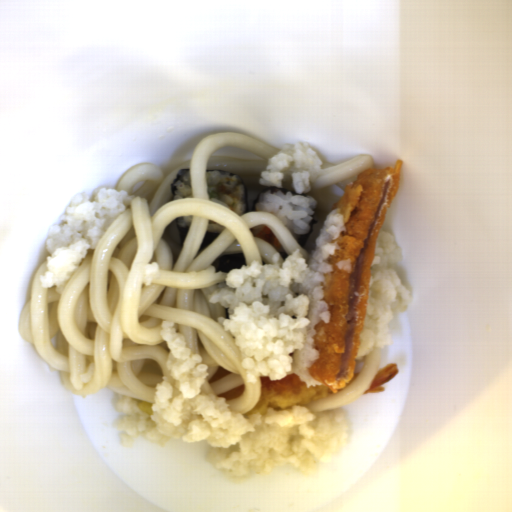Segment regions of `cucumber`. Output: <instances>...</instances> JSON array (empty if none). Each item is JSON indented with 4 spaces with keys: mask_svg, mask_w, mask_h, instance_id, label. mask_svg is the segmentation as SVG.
<instances>
[{
    "mask_svg": "<svg viewBox=\"0 0 512 512\" xmlns=\"http://www.w3.org/2000/svg\"><path fill=\"white\" fill-rule=\"evenodd\" d=\"M207 194H208L210 199H217L218 200L220 198V196H219V194L217 192L216 186H213V185L207 187Z\"/></svg>",
    "mask_w": 512,
    "mask_h": 512,
    "instance_id": "obj_1",
    "label": "cucumber"
}]
</instances>
